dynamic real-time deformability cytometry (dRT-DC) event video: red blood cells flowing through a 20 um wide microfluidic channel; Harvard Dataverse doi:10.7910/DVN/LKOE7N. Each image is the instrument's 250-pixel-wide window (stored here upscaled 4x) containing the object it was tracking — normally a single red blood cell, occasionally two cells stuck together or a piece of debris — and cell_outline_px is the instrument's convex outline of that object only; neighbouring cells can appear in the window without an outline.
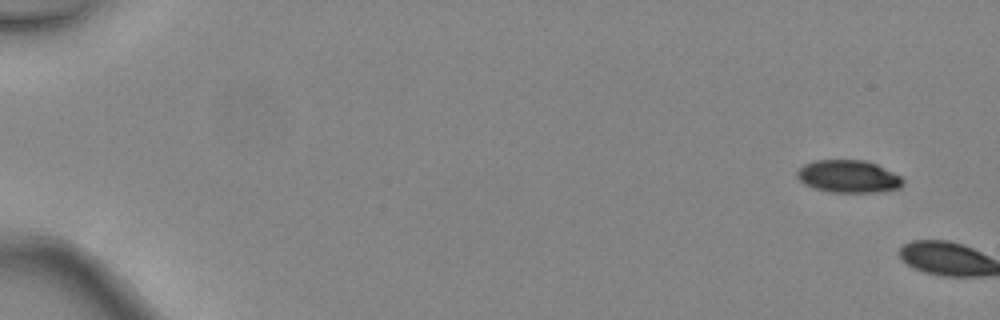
{"species": "common noctule bat (a hibernating species)", "species_latin": "Nyctalus noctula", "temperature_condition": "warm", "stored_images_in_passage": 2, "camera_frame_rate_fps": 3000, "um_per_image_px": 0.085, "animal": {"sex": "female", "body_mass_g": 24.6, "forearm_length_mm": 56.2}, "frame": {"image": 1, "passage_image": 1, "time_ms": 0.0, "image_size_px": [1000, 320], "cell_outline_px": [[904, 184], [900, 188], [880, 192], [832, 192], [812, 188], [804, 184], [796, 176], [796, 172], [804, 164], [816, 160], [864, 160], [876, 164], [900, 176], [904, 180]], "centroid_in_image_um": [72.11, 15.0], "position_along_channel_um": 12.9, "area_um2": 20.11}}